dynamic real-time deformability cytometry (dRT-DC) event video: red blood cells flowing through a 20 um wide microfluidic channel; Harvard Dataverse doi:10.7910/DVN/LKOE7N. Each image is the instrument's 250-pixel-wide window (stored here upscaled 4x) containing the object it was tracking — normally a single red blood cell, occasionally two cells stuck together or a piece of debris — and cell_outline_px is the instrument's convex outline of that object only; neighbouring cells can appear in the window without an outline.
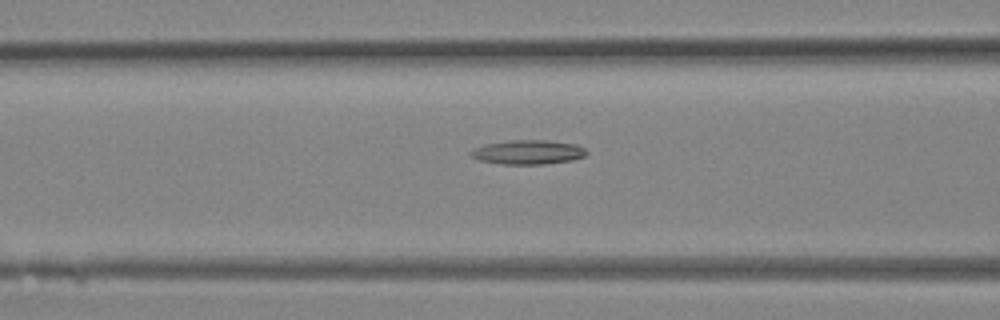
{"species": "Egyptian fruit bat (a non-hibernating species)", "species_latin": "Rousettus aegyptiacus", "temperature_condition": "room temperature", "stored_images_in_passage": 21, "camera_frame_rate_fps": 3000, "um_per_image_px": 0.085, "animal": {"sex": "female"}, "frame": {"image": 1, "passage_image": 8, "time_ms": 2.333, "image_size_px": [1000, 320], "cell_outline_px": [[588, 152], [584, 156], [572, 160], [544, 164], [500, 164], [480, 160], [472, 156], [468, 152], [484, 144], [512, 140], [548, 140], [576, 144], [584, 148]], "centroid_in_image_um": [44.89, 12.93], "position_along_channel_um": 121.7, "area_um2": 16.3}}
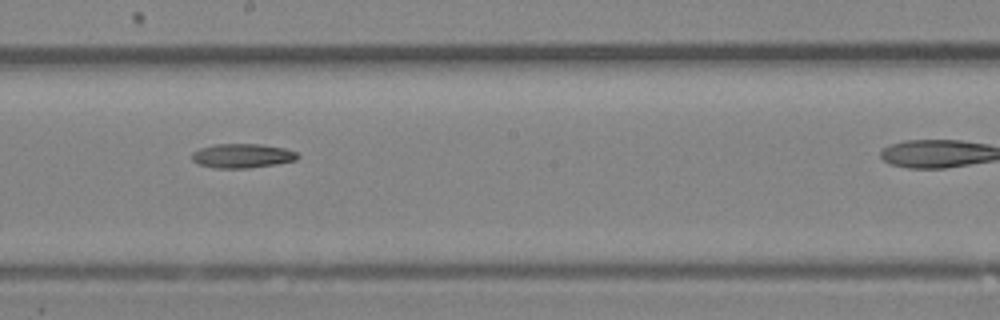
{"frame": {"image": 2, "passage_image": 13, "time_ms": 4.0, "image_size_px": [1000, 320], "cell_outline_px": [[300, 156], [296, 160], [276, 164], [248, 168], [216, 168], [200, 164], [192, 160], [192, 152], [200, 148], [212, 144], [260, 144], [284, 148], [296, 152]], "centroid_in_image_um": [20.59, 13.24], "position_along_channel_um": 227.6, "area_um2": 14.91}}
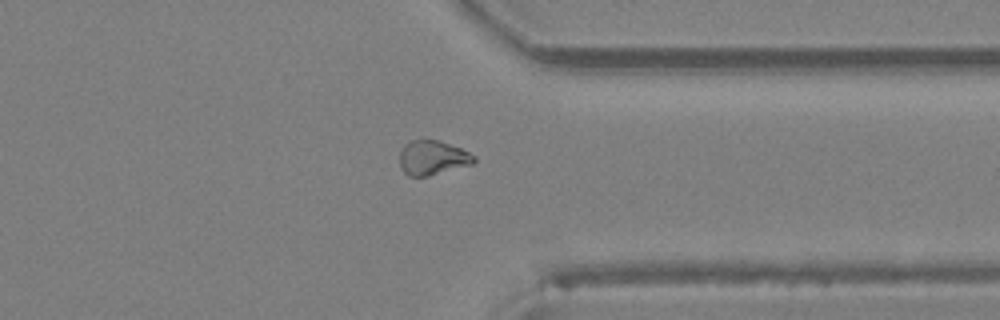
{"frame": {"image": 3, "passage_image": 20, "time_ms": 6.333, "image_size_px": [1000, 320], "cell_outline_px": [[476, 160], [472, 164], [428, 176], [408, 176], [400, 168], [400, 148], [404, 144], [412, 140], [440, 140], [460, 148], [476, 156]], "centroid_in_image_um": [36.75, 13.4], "position_along_channel_um": 374.7, "area_um2": 14.97}}